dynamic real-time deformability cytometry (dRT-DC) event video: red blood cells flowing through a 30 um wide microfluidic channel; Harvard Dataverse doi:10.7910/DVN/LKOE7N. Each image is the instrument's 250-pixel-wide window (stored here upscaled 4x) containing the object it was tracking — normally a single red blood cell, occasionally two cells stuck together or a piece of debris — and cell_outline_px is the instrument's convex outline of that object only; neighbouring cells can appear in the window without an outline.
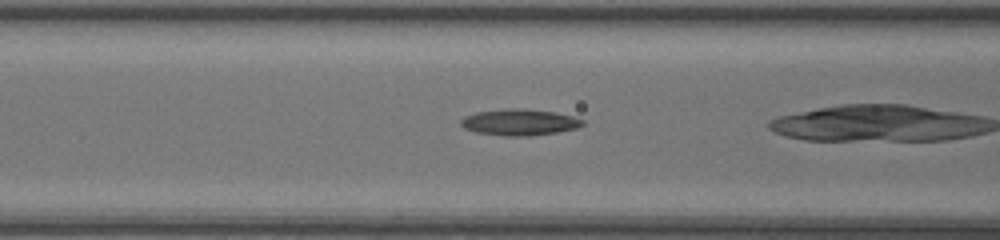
{"species": "common noctule bat (a hibernating species)", "species_latin": "Nyctalus noctula", "temperature_condition": "room temperature", "stored_images_in_passage": 19, "camera_frame_rate_fps": 3000, "um_per_image_px": 0.085, "animal": {"sex": "female", "body_mass_g": 20.0, "forearm_length_mm": 54.0}, "frame": {"image": 1, "passage_image": 18, "time_ms": 5.667, "image_size_px": [1000, 240], "cell_outline_px": [[584, 124], [576, 128], [556, 132], [532, 136], [504, 136], [476, 132], [464, 128], [460, 124], [460, 120], [464, 116], [476, 112], [508, 108], [524, 108], [556, 112], [572, 116], [584, 120]], "centroid_in_image_um": [44.14, 10.38], "position_along_channel_um": 122.5, "area_um2": 18.79}}